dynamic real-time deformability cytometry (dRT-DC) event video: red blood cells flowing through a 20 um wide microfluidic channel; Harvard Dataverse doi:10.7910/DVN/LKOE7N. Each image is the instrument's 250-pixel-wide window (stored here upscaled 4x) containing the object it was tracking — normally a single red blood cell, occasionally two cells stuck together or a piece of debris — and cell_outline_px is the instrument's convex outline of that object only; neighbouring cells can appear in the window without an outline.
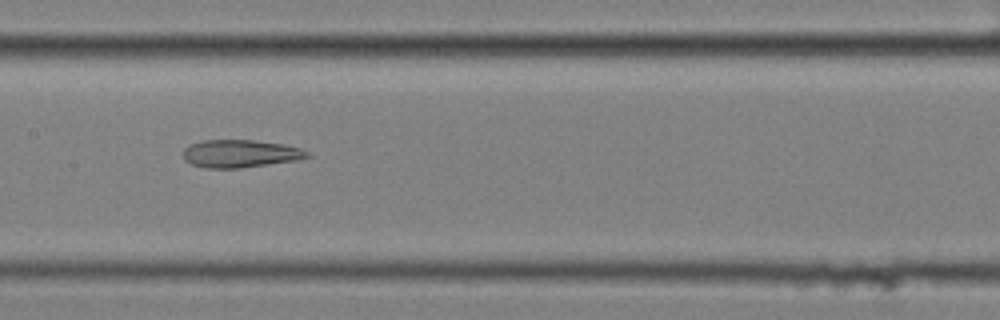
{"species": "common noctule bat (a hibernating species)", "species_latin": "Nyctalus noctula", "temperature_condition": "cold", "stored_images_in_passage": 9, "camera_frame_rate_fps": 3000, "um_per_image_px": 0.085, "animal": {"sex": "female", "body_mass_g": 25.1}, "frame": {"image": 1, "passage_image": 8, "time_ms": 2.333, "image_size_px": [1000, 320], "cell_outline_px": [[312, 156], [296, 160], [240, 168], [208, 168], [192, 164], [184, 160], [184, 148], [192, 144], [204, 140], [252, 140], [284, 144], [300, 148], [308, 152]], "centroid_in_image_um": [20.44, 13.06], "position_along_channel_um": 187.0, "area_um2": 19.88}}
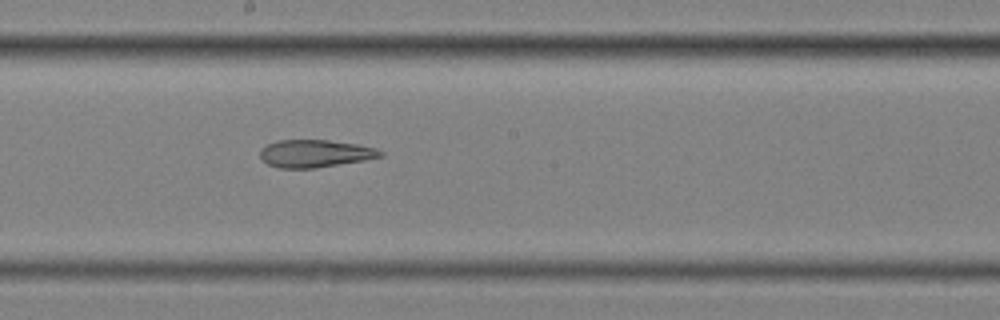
{"frame": {"image": 2, "passage_image": 9, "time_ms": 2.667, "image_size_px": [1000, 320], "cell_outline_px": [[384, 156], [364, 160], [316, 168], [280, 168], [268, 164], [260, 156], [260, 152], [268, 144], [276, 140], [328, 140], [356, 144], [376, 148], [384, 152]], "centroid_in_image_um": [26.81, 13.05], "position_along_channel_um": 221.4, "area_um2": 19.19}}